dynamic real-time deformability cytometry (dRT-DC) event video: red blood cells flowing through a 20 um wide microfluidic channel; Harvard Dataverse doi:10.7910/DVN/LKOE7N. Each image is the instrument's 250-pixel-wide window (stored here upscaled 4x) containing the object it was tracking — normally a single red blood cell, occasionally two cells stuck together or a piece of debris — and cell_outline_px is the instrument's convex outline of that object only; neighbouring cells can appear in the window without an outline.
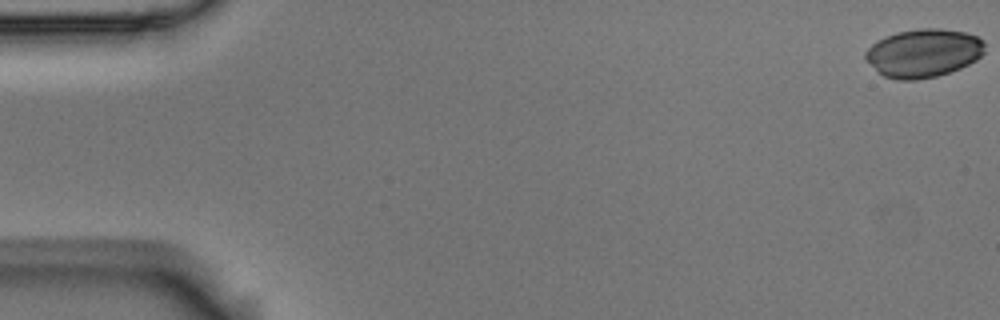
{"species": "Egyptian fruit bat (a non-hibernating species)", "species_latin": "Rousettus aegyptiacus", "temperature_condition": "room temperature", "stored_images_in_passage": 9, "camera_frame_rate_fps": 3000, "um_per_image_px": 0.085, "animal": {"sex": "male"}, "frame": {"image": 1, "passage_image": 1, "time_ms": 0.0, "image_size_px": [1000, 320], "cell_outline_px": [[984, 52], [976, 60], [960, 68], [936, 76], [916, 80], [896, 80], [884, 76], [864, 60], [864, 52], [872, 44], [896, 32], [920, 28], [940, 28], [964, 32], [976, 36], [984, 40]], "centroid_in_image_um": [78.48, 4.51], "position_along_channel_um": 6.5, "area_um2": 33.58}}
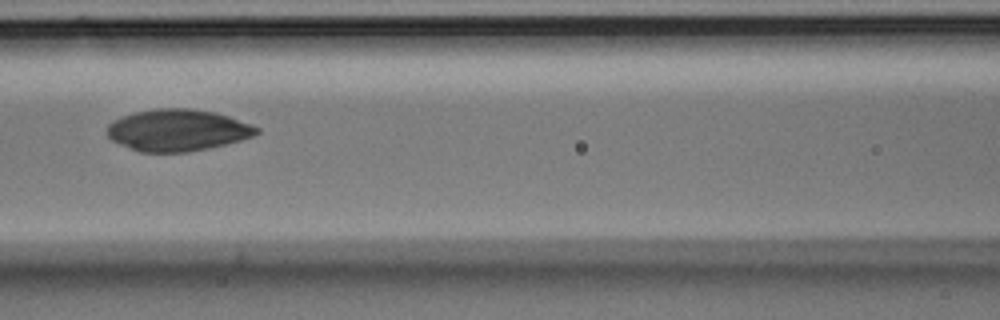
{"frame": {"image": 2, "passage_image": 8, "time_ms": 2.333, "image_size_px": [1000, 320], "cell_outline_px": [[260, 132], [252, 136], [240, 140], [208, 148], [188, 152], [140, 152], [120, 144], [112, 140], [108, 136], [108, 124], [112, 120], [120, 116], [136, 112], [156, 108], [192, 108], [216, 112], [252, 124], [260, 128]], "centroid_in_image_um": [15.09, 11.05], "position_along_channel_um": 151.5, "area_um2": 36.41}}
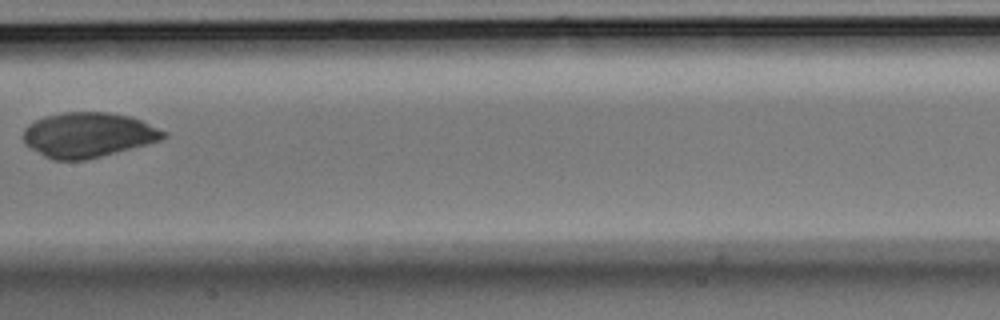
{"frame": {"image": 3, "passage_image": 9, "time_ms": 2.667, "image_size_px": [1000, 320], "cell_outline_px": [[168, 136], [160, 140], [88, 160], [52, 160], [44, 156], [24, 144], [24, 128], [28, 124], [44, 116], [64, 112], [108, 112], [128, 116], [140, 120], [168, 132]], "centroid_in_image_um": [7.47, 11.47], "position_along_channel_um": 199.9, "area_um2": 36.65}}